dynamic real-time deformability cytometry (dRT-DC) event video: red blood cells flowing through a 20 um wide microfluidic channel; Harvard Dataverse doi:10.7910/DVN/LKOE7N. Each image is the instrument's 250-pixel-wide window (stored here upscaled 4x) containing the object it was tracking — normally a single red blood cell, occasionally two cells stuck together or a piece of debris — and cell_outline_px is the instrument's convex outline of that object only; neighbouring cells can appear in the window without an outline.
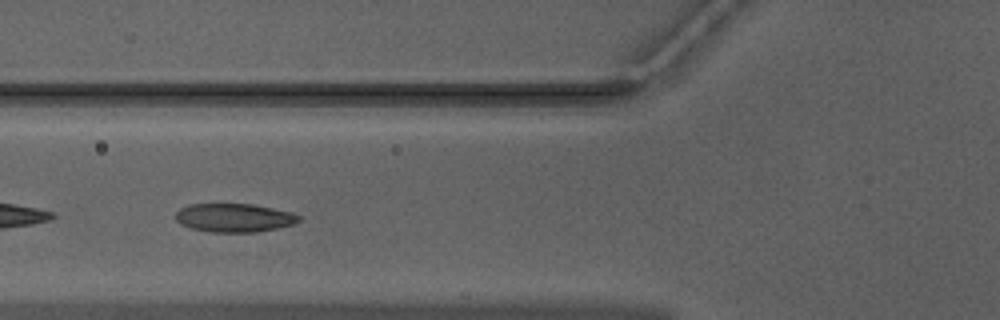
{"species": "Egyptian fruit bat (a non-hibernating species)", "species_latin": "Rousettus aegyptiacus", "temperature_condition": "warm", "stored_images_in_passage": 23, "camera_frame_rate_fps": 3000, "um_per_image_px": 0.085, "animal": {"sex": "male"}, "frame": {"image": 1, "passage_image": 4, "time_ms": 1.0, "image_size_px": [1000, 320], "cell_outline_px": [[300, 220], [296, 224], [256, 232], [208, 232], [192, 228], [180, 224], [176, 220], [176, 212], [180, 208], [188, 204], [252, 204], [292, 212], [300, 216]], "centroid_in_image_um": [19.9, 18.51], "position_along_channel_um": 105.9, "area_um2": 20.58}}
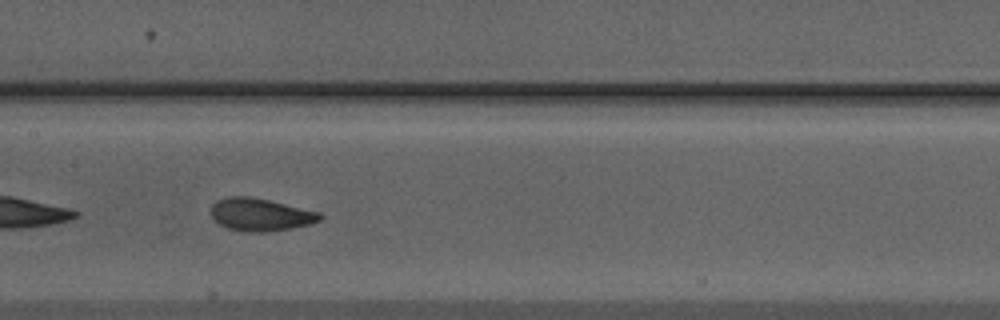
{"frame": {"image": 2, "passage_image": 10, "time_ms": 3.0, "image_size_px": [1000, 320], "cell_outline_px": [[324, 216], [320, 220], [312, 224], [268, 232], [248, 232], [228, 228], [220, 224], [212, 216], [212, 204], [216, 200], [228, 196], [252, 196], [320, 212]], "centroid_in_image_um": [22.16, 18.23], "position_along_channel_um": 185.2, "area_um2": 20.75}}
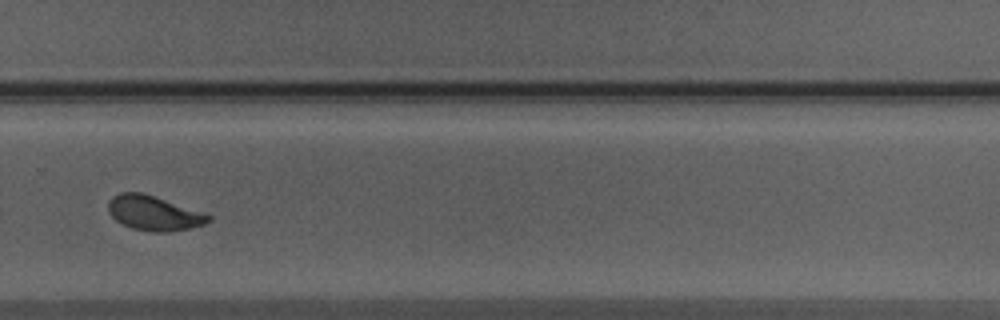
{"frame": {"image": 3, "passage_image": 20, "time_ms": 6.333, "image_size_px": [1000, 320], "cell_outline_px": [[212, 220], [204, 224], [188, 228], [164, 232], [156, 232], [132, 228], [116, 220], [108, 212], [108, 204], [112, 196], [120, 192], [144, 192], [204, 212], [212, 216]], "centroid_in_image_um": [13.09, 18.09], "position_along_channel_um": 316.7, "area_um2": 20.29}}